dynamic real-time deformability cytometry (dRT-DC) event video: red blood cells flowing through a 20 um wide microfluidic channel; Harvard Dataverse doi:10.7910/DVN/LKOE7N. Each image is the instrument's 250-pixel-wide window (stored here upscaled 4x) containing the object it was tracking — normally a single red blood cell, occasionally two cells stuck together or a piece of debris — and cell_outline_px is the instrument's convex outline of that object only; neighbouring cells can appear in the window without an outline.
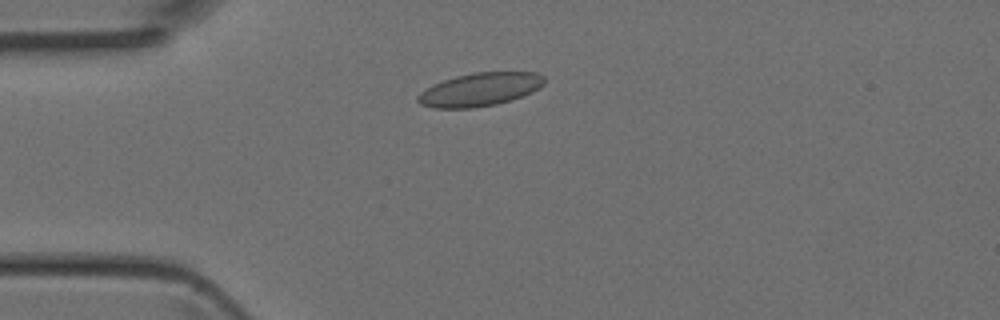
{"species": "Egyptian fruit bat (a non-hibernating species)", "species_latin": "Rousettus aegyptiacus", "temperature_condition": "room temperature", "stored_images_in_passage": 3, "camera_frame_rate_fps": 3000, "um_per_image_px": 0.085, "animal": {"sex": "female"}, "frame": {"image": 1, "passage_image": 3, "time_ms": 0.667, "image_size_px": [1000, 320], "cell_outline_px": [[544, 84], [540, 88], [532, 92], [496, 104], [472, 108], [432, 108], [420, 104], [416, 100], [416, 96], [420, 92], [432, 84], [456, 76], [476, 72], [536, 72], [544, 76]], "centroid_in_image_um": [40.76, 7.6], "position_along_channel_um": 44.2, "area_um2": 24.51}}